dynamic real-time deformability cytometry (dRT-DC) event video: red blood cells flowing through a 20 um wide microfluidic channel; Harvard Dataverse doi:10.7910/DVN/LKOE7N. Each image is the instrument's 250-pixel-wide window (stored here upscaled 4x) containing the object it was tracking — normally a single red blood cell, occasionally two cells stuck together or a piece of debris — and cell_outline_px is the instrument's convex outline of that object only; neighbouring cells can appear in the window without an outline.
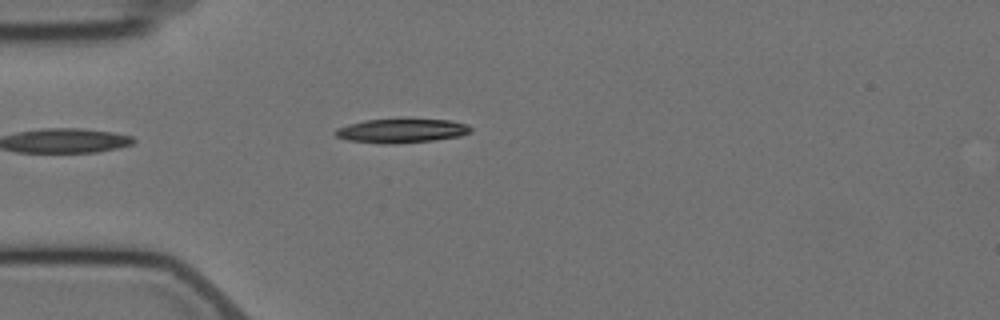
{"species": "Egyptian fruit bat (a non-hibernating species)", "species_latin": "Rousettus aegyptiacus", "temperature_condition": "cold", "stored_images_in_passage": 5, "camera_frame_rate_fps": 3000, "um_per_image_px": 0.085, "animal": {"sex": "female"}, "frame": {"image": 1, "passage_image": 4, "time_ms": 3.667, "image_size_px": [1000, 320], "cell_outline_px": [[472, 132], [460, 136], [432, 140], [392, 144], [384, 144], [348, 140], [336, 136], [336, 128], [348, 124], [364, 120], [448, 120], [468, 124], [472, 128]], "centroid_in_image_um": [34.14, 11.12], "position_along_channel_um": 50.9, "area_um2": 18.67}}